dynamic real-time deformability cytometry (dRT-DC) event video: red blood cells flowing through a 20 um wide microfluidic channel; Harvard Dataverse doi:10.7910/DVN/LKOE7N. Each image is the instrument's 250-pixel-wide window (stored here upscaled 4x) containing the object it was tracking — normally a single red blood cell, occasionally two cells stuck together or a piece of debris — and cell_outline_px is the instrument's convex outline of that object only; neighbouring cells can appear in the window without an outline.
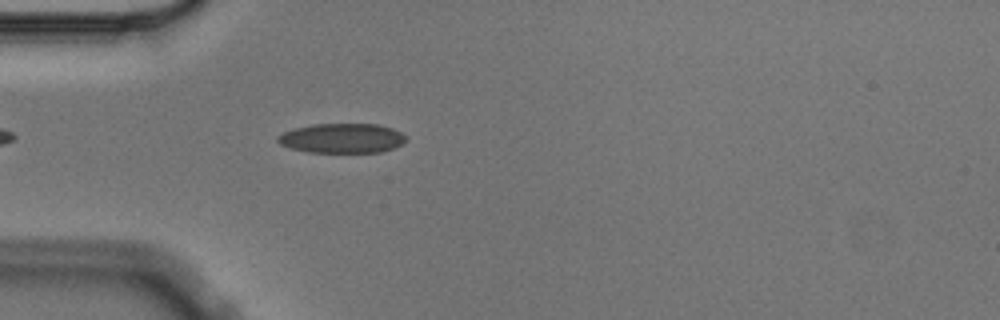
{"species": "Egyptian fruit bat (a non-hibernating species)", "species_latin": "Rousettus aegyptiacus", "temperature_condition": "cold", "stored_images_in_passage": 5, "camera_frame_rate_fps": 3000, "um_per_image_px": 0.085, "animal": {"sex": "male"}, "frame": {"image": 1, "passage_image": 5, "time_ms": 1.333, "image_size_px": [1000, 320], "cell_outline_px": [[408, 140], [392, 148], [380, 152], [308, 152], [292, 148], [280, 144], [276, 140], [276, 136], [284, 132], [296, 128], [312, 124], [376, 124], [392, 128], [400, 132]], "centroid_in_image_um": [29.05, 11.74], "position_along_channel_um": 55.9, "area_um2": 21.96}}